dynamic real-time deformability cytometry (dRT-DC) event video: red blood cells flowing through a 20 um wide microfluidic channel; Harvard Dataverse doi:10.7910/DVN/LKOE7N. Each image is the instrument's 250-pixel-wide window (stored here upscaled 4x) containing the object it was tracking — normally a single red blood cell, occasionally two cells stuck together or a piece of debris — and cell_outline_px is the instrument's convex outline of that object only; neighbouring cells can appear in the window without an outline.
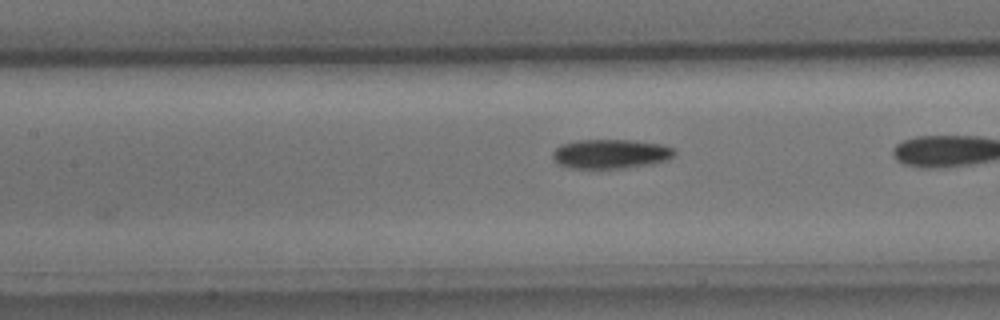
{"species": "common noctule bat (a hibernating species)", "species_latin": "Nyctalus noctula", "temperature_condition": "cold", "stored_images_in_passage": 12, "camera_frame_rate_fps": 3000, "um_per_image_px": 0.085, "animal": {"sex": "male", "body_mass_g": 15.6}, "frame": {"image": 1, "passage_image": 7, "time_ms": 2.0, "image_size_px": [1000, 320], "cell_outline_px": [[676, 156], [668, 160], [648, 164], [624, 168], [568, 168], [552, 160], [552, 152], [560, 144], [576, 140], [632, 140], [660, 144], [672, 148], [676, 152]], "centroid_in_image_um": [51.88, 13.08], "position_along_channel_um": 155.5, "area_um2": 20.92}}
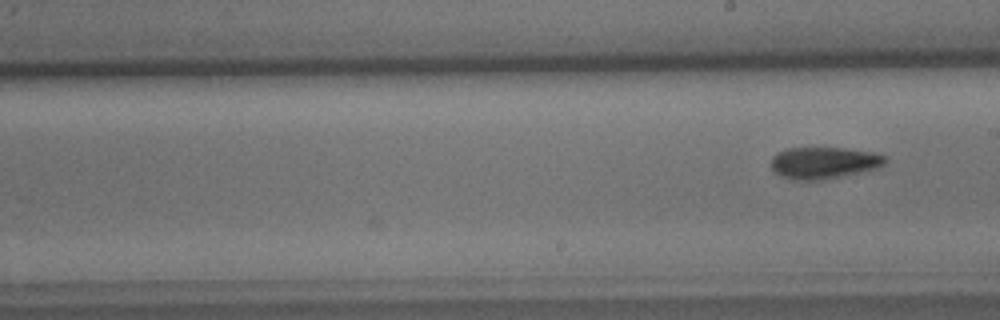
{"frame": {"image": 2, "passage_image": 12, "time_ms": 3.667, "image_size_px": [1000, 320], "cell_outline_px": [[888, 160], [884, 164], [876, 168], [824, 180], [792, 180], [780, 176], [772, 168], [772, 156], [788, 148], [844, 148], [872, 152], [884, 156]], "centroid_in_image_um": [70.02, 13.84], "position_along_channel_um": 219.0, "area_um2": 20.92}}